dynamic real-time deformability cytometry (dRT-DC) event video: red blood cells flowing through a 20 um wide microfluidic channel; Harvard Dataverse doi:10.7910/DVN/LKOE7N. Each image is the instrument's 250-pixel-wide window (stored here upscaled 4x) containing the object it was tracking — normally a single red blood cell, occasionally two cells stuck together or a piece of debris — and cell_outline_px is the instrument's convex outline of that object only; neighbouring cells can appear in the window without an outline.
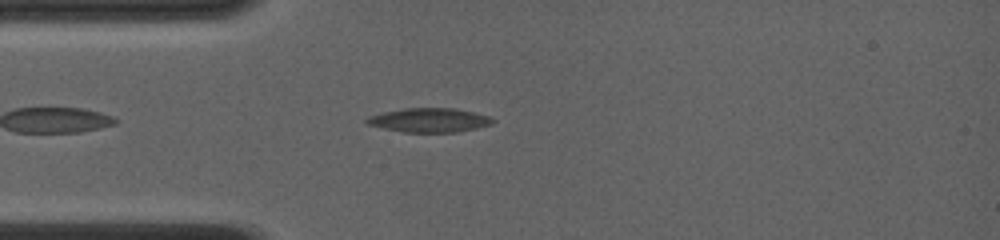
{"species": "common noctule bat (a hibernating species)", "species_latin": "Nyctalus noctula", "temperature_condition": "room temperature", "stored_images_in_passage": 52, "camera_frame_rate_fps": 4000, "um_per_image_px": 0.085, "animal": {"sex": "female", "body_mass_g": 19.0, "forearm_length_mm": 56.7}, "frame": {"image": 1, "passage_image": 6, "time_ms": 1.25, "image_size_px": [1000, 240], "cell_outline_px": [[496, 120], [492, 124], [476, 128], [456, 132], [404, 132], [384, 128], [368, 124], [364, 120], [368, 116], [384, 112], [404, 108], [456, 108], [488, 116]], "centroid_in_image_um": [36.49, 10.21], "position_along_channel_um": 48.5, "area_um2": 17.57}}
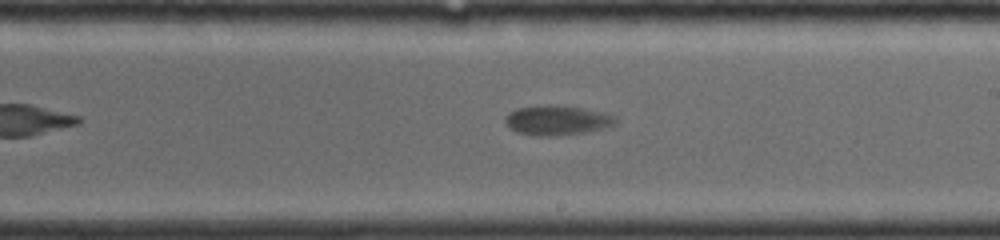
{"frame": {"image": 2, "passage_image": 26, "time_ms": 6.25, "image_size_px": [1000, 240], "cell_outline_px": [[616, 124], [584, 132], [548, 136], [536, 136], [516, 132], [508, 128], [504, 124], [504, 116], [508, 112], [516, 108], [580, 108], [600, 112], [616, 116]], "centroid_in_image_um": [47.27, 10.28], "position_along_channel_um": 241.7, "area_um2": 18.09}}
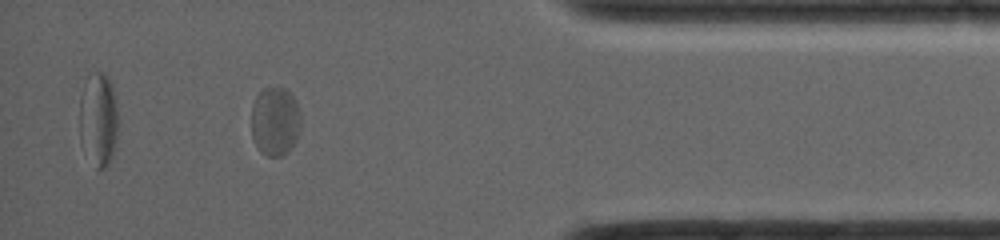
{"frame": {"image": 3, "passage_image": 45, "time_ms": 11.0, "image_size_px": [1000, 240], "cell_outline_px": [[300, 128], [296, 140], [288, 152], [280, 156], [268, 156], [260, 152], [252, 136], [252, 104], [256, 96], [264, 88], [284, 88], [296, 100], [300, 112]], "centroid_in_image_um": [23.39, 10.32], "position_along_channel_um": 411.8, "area_um2": 19.83}, "authors_computed_cell_mechanics": {"area_um2": 18.7561, "velocity_mm_per_s": 4.0155, "shape_relaxation_time_tau1_ms": 5.8294, "shape_relaxation_time_tau2_ms": null, "deformation_change_tau1": 0.143, "deformation_change_tau2": null}}